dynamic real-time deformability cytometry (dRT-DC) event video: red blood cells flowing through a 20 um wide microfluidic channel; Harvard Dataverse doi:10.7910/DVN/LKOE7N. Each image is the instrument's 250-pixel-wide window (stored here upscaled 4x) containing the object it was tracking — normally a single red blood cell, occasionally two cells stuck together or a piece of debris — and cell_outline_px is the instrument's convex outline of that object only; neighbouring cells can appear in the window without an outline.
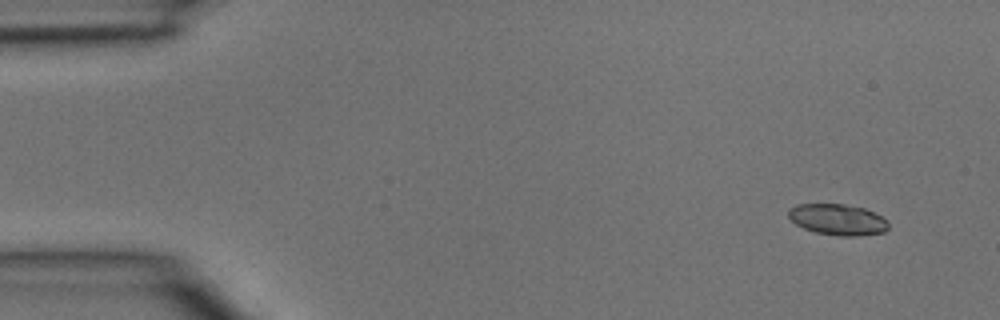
{"species": "common noctule bat (a hibernating species)", "species_latin": "Nyctalus noctula", "temperature_condition": "room temperature", "stored_images_in_passage": 4, "camera_frame_rate_fps": 3000, "um_per_image_px": 0.085, "animal": {"sex": "male", "body_mass_g": 15.6}, "frame": {"image": 1, "passage_image": 1, "time_ms": 0.0, "image_size_px": [1000, 320], "cell_outline_px": [[888, 228], [884, 232], [856, 236], [840, 236], [816, 232], [804, 228], [796, 224], [788, 216], [788, 208], [796, 204], [844, 204], [864, 208], [888, 220]], "centroid_in_image_um": [71.19, 18.65], "position_along_channel_um": 13.8, "area_um2": 18.03}}
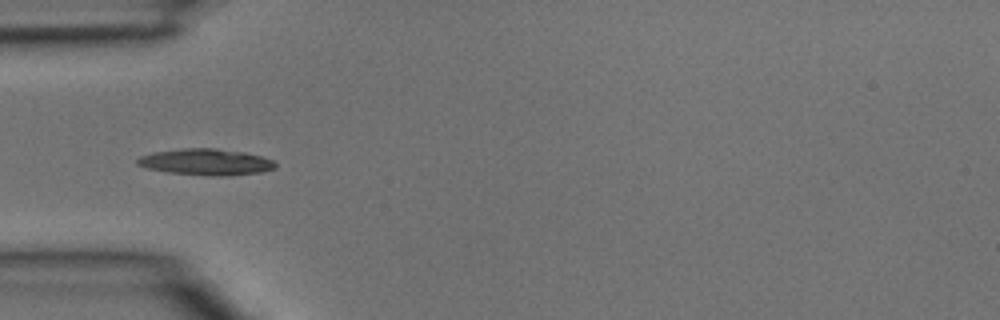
{"frame": {"image": 2, "passage_image": 3, "time_ms": 0.667, "image_size_px": [1000, 320], "cell_outline_px": [[276, 168], [264, 172], [228, 176], [212, 176], [168, 172], [148, 168], [136, 164], [136, 160], [140, 156], [152, 152], [184, 148], [216, 148], [244, 152], [260, 156], [272, 160], [276, 164]], "centroid_in_image_um": [17.52, 13.77], "position_along_channel_um": 67.5, "area_um2": 21.27}}